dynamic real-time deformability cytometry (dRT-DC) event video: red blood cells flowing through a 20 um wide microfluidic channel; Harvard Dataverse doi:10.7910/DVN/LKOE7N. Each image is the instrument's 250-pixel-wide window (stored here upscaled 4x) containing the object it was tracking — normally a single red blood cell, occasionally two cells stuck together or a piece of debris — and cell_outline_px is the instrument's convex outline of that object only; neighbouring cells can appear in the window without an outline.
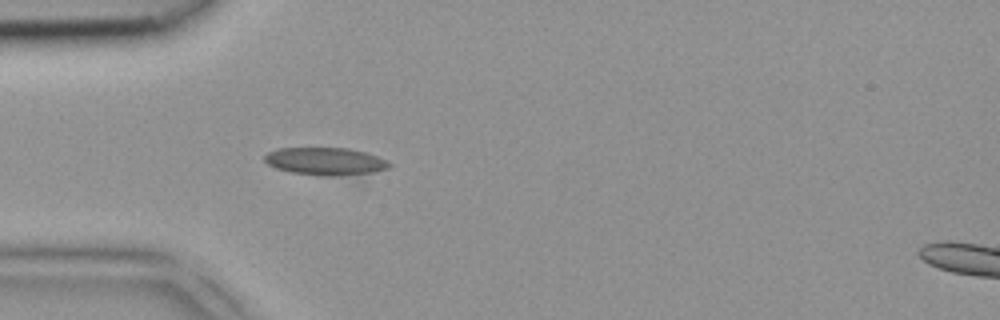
{"species": "common noctule bat (a hibernating species)", "species_latin": "Nyctalus noctula", "temperature_condition": "room temperature", "stored_images_in_passage": 6, "camera_frame_rate_fps": 3000, "um_per_image_px": 0.085, "animal": {"sex": "female", "body_mass_g": 18.4}, "frame": {"image": 1, "passage_image": 5, "time_ms": 1.333, "image_size_px": [1000, 320], "cell_outline_px": [[392, 164], [388, 168], [372, 172], [344, 176], [320, 176], [292, 172], [276, 168], [268, 164], [264, 160], [264, 156], [268, 152], [276, 148], [348, 148], [364, 152], [376, 156]], "centroid_in_image_um": [27.63, 13.71], "position_along_channel_um": 57.4, "area_um2": 20.0}}